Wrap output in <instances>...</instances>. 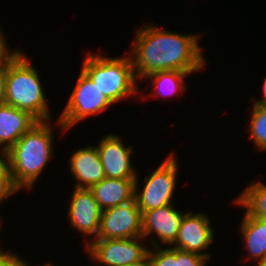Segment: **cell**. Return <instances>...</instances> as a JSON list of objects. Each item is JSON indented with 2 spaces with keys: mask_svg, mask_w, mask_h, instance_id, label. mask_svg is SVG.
<instances>
[{
  "mask_svg": "<svg viewBox=\"0 0 266 266\" xmlns=\"http://www.w3.org/2000/svg\"><path fill=\"white\" fill-rule=\"evenodd\" d=\"M199 35L178 34L143 24L136 31L131 55L134 72L140 81L157 71L197 72L205 67Z\"/></svg>",
  "mask_w": 266,
  "mask_h": 266,
  "instance_id": "6da1fadb",
  "label": "cell"
},
{
  "mask_svg": "<svg viewBox=\"0 0 266 266\" xmlns=\"http://www.w3.org/2000/svg\"><path fill=\"white\" fill-rule=\"evenodd\" d=\"M49 121H39L4 154L14 184L30 189L53 156V131Z\"/></svg>",
  "mask_w": 266,
  "mask_h": 266,
  "instance_id": "7a4b0ae2",
  "label": "cell"
},
{
  "mask_svg": "<svg viewBox=\"0 0 266 266\" xmlns=\"http://www.w3.org/2000/svg\"><path fill=\"white\" fill-rule=\"evenodd\" d=\"M20 50L5 63L6 104L29 112L38 121H49L51 111L39 77Z\"/></svg>",
  "mask_w": 266,
  "mask_h": 266,
  "instance_id": "3957f363",
  "label": "cell"
},
{
  "mask_svg": "<svg viewBox=\"0 0 266 266\" xmlns=\"http://www.w3.org/2000/svg\"><path fill=\"white\" fill-rule=\"evenodd\" d=\"M82 70L113 104L136 93L137 77L134 72L131 55L125 57H103L99 54H87Z\"/></svg>",
  "mask_w": 266,
  "mask_h": 266,
  "instance_id": "277c9868",
  "label": "cell"
},
{
  "mask_svg": "<svg viewBox=\"0 0 266 266\" xmlns=\"http://www.w3.org/2000/svg\"><path fill=\"white\" fill-rule=\"evenodd\" d=\"M113 103L106 98L92 79L81 70L68 102L57 119L58 128L63 132L70 129L82 119L105 111Z\"/></svg>",
  "mask_w": 266,
  "mask_h": 266,
  "instance_id": "5b68a950",
  "label": "cell"
},
{
  "mask_svg": "<svg viewBox=\"0 0 266 266\" xmlns=\"http://www.w3.org/2000/svg\"><path fill=\"white\" fill-rule=\"evenodd\" d=\"M178 167L177 159L173 154L166 156L165 160L149 176L145 177V186L141 192L138 189L137 176L134 186V199L141 213L167 204H173Z\"/></svg>",
  "mask_w": 266,
  "mask_h": 266,
  "instance_id": "8992f818",
  "label": "cell"
},
{
  "mask_svg": "<svg viewBox=\"0 0 266 266\" xmlns=\"http://www.w3.org/2000/svg\"><path fill=\"white\" fill-rule=\"evenodd\" d=\"M143 239L139 236L129 239L87 240L85 248L94 263L105 266L129 265L142 260L148 254L149 247L142 245Z\"/></svg>",
  "mask_w": 266,
  "mask_h": 266,
  "instance_id": "52a82bcc",
  "label": "cell"
},
{
  "mask_svg": "<svg viewBox=\"0 0 266 266\" xmlns=\"http://www.w3.org/2000/svg\"><path fill=\"white\" fill-rule=\"evenodd\" d=\"M142 236V213L135 199L102 211L99 239H129Z\"/></svg>",
  "mask_w": 266,
  "mask_h": 266,
  "instance_id": "ba28073f",
  "label": "cell"
},
{
  "mask_svg": "<svg viewBox=\"0 0 266 266\" xmlns=\"http://www.w3.org/2000/svg\"><path fill=\"white\" fill-rule=\"evenodd\" d=\"M210 223V218L205 213L186 212L171 247L202 255L210 260L211 253L205 252L215 240L214 229Z\"/></svg>",
  "mask_w": 266,
  "mask_h": 266,
  "instance_id": "9c48e42d",
  "label": "cell"
},
{
  "mask_svg": "<svg viewBox=\"0 0 266 266\" xmlns=\"http://www.w3.org/2000/svg\"><path fill=\"white\" fill-rule=\"evenodd\" d=\"M96 149L107 178L136 179L137 172L131 163L132 146H125L119 135H105Z\"/></svg>",
  "mask_w": 266,
  "mask_h": 266,
  "instance_id": "30bf717a",
  "label": "cell"
},
{
  "mask_svg": "<svg viewBox=\"0 0 266 266\" xmlns=\"http://www.w3.org/2000/svg\"><path fill=\"white\" fill-rule=\"evenodd\" d=\"M69 223L84 236L94 240L100 227L102 210L90 189L75 188L68 208Z\"/></svg>",
  "mask_w": 266,
  "mask_h": 266,
  "instance_id": "8fae6325",
  "label": "cell"
},
{
  "mask_svg": "<svg viewBox=\"0 0 266 266\" xmlns=\"http://www.w3.org/2000/svg\"><path fill=\"white\" fill-rule=\"evenodd\" d=\"M186 212L178 211L174 204H167L142 213V237L155 235L160 243L171 246L176 240L180 222ZM171 244V245H170Z\"/></svg>",
  "mask_w": 266,
  "mask_h": 266,
  "instance_id": "7c38bea8",
  "label": "cell"
},
{
  "mask_svg": "<svg viewBox=\"0 0 266 266\" xmlns=\"http://www.w3.org/2000/svg\"><path fill=\"white\" fill-rule=\"evenodd\" d=\"M69 167L77 181L75 188L89 189L106 177L96 146L89 145L74 151Z\"/></svg>",
  "mask_w": 266,
  "mask_h": 266,
  "instance_id": "4fadbf2b",
  "label": "cell"
},
{
  "mask_svg": "<svg viewBox=\"0 0 266 266\" xmlns=\"http://www.w3.org/2000/svg\"><path fill=\"white\" fill-rule=\"evenodd\" d=\"M39 121L29 112L11 105L0 106V150L5 154ZM3 146V147H1Z\"/></svg>",
  "mask_w": 266,
  "mask_h": 266,
  "instance_id": "5bb4252c",
  "label": "cell"
},
{
  "mask_svg": "<svg viewBox=\"0 0 266 266\" xmlns=\"http://www.w3.org/2000/svg\"><path fill=\"white\" fill-rule=\"evenodd\" d=\"M135 180L105 177L89 189L103 211L132 201L134 199Z\"/></svg>",
  "mask_w": 266,
  "mask_h": 266,
  "instance_id": "9a60e30c",
  "label": "cell"
},
{
  "mask_svg": "<svg viewBox=\"0 0 266 266\" xmlns=\"http://www.w3.org/2000/svg\"><path fill=\"white\" fill-rule=\"evenodd\" d=\"M240 233L246 245L249 258L257 264L266 257V218L251 217L244 213L240 223Z\"/></svg>",
  "mask_w": 266,
  "mask_h": 266,
  "instance_id": "2e32d148",
  "label": "cell"
},
{
  "mask_svg": "<svg viewBox=\"0 0 266 266\" xmlns=\"http://www.w3.org/2000/svg\"><path fill=\"white\" fill-rule=\"evenodd\" d=\"M152 250L149 248L148 255L153 266H206L208 258L188 251L160 246L154 239L150 237Z\"/></svg>",
  "mask_w": 266,
  "mask_h": 266,
  "instance_id": "e0dca14e",
  "label": "cell"
},
{
  "mask_svg": "<svg viewBox=\"0 0 266 266\" xmlns=\"http://www.w3.org/2000/svg\"><path fill=\"white\" fill-rule=\"evenodd\" d=\"M192 73L193 72H183L179 70L157 71L145 76L143 80H152L154 93L150 96L154 95L156 98H158L159 95L168 97V95L174 96L176 94H180V91H186L184 81L188 75Z\"/></svg>",
  "mask_w": 266,
  "mask_h": 266,
  "instance_id": "ac0fdd59",
  "label": "cell"
},
{
  "mask_svg": "<svg viewBox=\"0 0 266 266\" xmlns=\"http://www.w3.org/2000/svg\"><path fill=\"white\" fill-rule=\"evenodd\" d=\"M246 208L245 214L251 217L266 218V185L264 182H252L235 200Z\"/></svg>",
  "mask_w": 266,
  "mask_h": 266,
  "instance_id": "d6986e66",
  "label": "cell"
},
{
  "mask_svg": "<svg viewBox=\"0 0 266 266\" xmlns=\"http://www.w3.org/2000/svg\"><path fill=\"white\" fill-rule=\"evenodd\" d=\"M251 123L247 132L258 150L266 151V105L253 103L251 109Z\"/></svg>",
  "mask_w": 266,
  "mask_h": 266,
  "instance_id": "ffe728a7",
  "label": "cell"
},
{
  "mask_svg": "<svg viewBox=\"0 0 266 266\" xmlns=\"http://www.w3.org/2000/svg\"><path fill=\"white\" fill-rule=\"evenodd\" d=\"M19 188L14 184L12 174L5 159L0 162V205L3 200L19 192Z\"/></svg>",
  "mask_w": 266,
  "mask_h": 266,
  "instance_id": "44dd1931",
  "label": "cell"
},
{
  "mask_svg": "<svg viewBox=\"0 0 266 266\" xmlns=\"http://www.w3.org/2000/svg\"><path fill=\"white\" fill-rule=\"evenodd\" d=\"M6 45L5 34L0 29V66H4L5 63L16 53L15 49L11 52Z\"/></svg>",
  "mask_w": 266,
  "mask_h": 266,
  "instance_id": "7402d4cb",
  "label": "cell"
},
{
  "mask_svg": "<svg viewBox=\"0 0 266 266\" xmlns=\"http://www.w3.org/2000/svg\"><path fill=\"white\" fill-rule=\"evenodd\" d=\"M17 257V254H13L9 250L6 252L2 249L0 251V266H9Z\"/></svg>",
  "mask_w": 266,
  "mask_h": 266,
  "instance_id": "603a6c76",
  "label": "cell"
},
{
  "mask_svg": "<svg viewBox=\"0 0 266 266\" xmlns=\"http://www.w3.org/2000/svg\"><path fill=\"white\" fill-rule=\"evenodd\" d=\"M6 104L5 74L4 66H0V106Z\"/></svg>",
  "mask_w": 266,
  "mask_h": 266,
  "instance_id": "cb8c5ba5",
  "label": "cell"
},
{
  "mask_svg": "<svg viewBox=\"0 0 266 266\" xmlns=\"http://www.w3.org/2000/svg\"><path fill=\"white\" fill-rule=\"evenodd\" d=\"M122 266H153L150 256L147 254L142 260L131 263L129 265H122Z\"/></svg>",
  "mask_w": 266,
  "mask_h": 266,
  "instance_id": "d4e9b609",
  "label": "cell"
},
{
  "mask_svg": "<svg viewBox=\"0 0 266 266\" xmlns=\"http://www.w3.org/2000/svg\"><path fill=\"white\" fill-rule=\"evenodd\" d=\"M262 88H263V98L257 99L256 101L254 100V103L259 105H266V77L264 79V84Z\"/></svg>",
  "mask_w": 266,
  "mask_h": 266,
  "instance_id": "484cf974",
  "label": "cell"
},
{
  "mask_svg": "<svg viewBox=\"0 0 266 266\" xmlns=\"http://www.w3.org/2000/svg\"><path fill=\"white\" fill-rule=\"evenodd\" d=\"M23 257H17L9 266H30Z\"/></svg>",
  "mask_w": 266,
  "mask_h": 266,
  "instance_id": "4316f807",
  "label": "cell"
},
{
  "mask_svg": "<svg viewBox=\"0 0 266 266\" xmlns=\"http://www.w3.org/2000/svg\"><path fill=\"white\" fill-rule=\"evenodd\" d=\"M256 266H266V257L263 261L259 262Z\"/></svg>",
  "mask_w": 266,
  "mask_h": 266,
  "instance_id": "83f0119b",
  "label": "cell"
},
{
  "mask_svg": "<svg viewBox=\"0 0 266 266\" xmlns=\"http://www.w3.org/2000/svg\"><path fill=\"white\" fill-rule=\"evenodd\" d=\"M2 155V156H1ZM2 157V158H1ZM4 159V154L0 152V162Z\"/></svg>",
  "mask_w": 266,
  "mask_h": 266,
  "instance_id": "f1b7e54d",
  "label": "cell"
},
{
  "mask_svg": "<svg viewBox=\"0 0 266 266\" xmlns=\"http://www.w3.org/2000/svg\"><path fill=\"white\" fill-rule=\"evenodd\" d=\"M43 266H54V264L49 263H45Z\"/></svg>",
  "mask_w": 266,
  "mask_h": 266,
  "instance_id": "f546056e",
  "label": "cell"
}]
</instances>
